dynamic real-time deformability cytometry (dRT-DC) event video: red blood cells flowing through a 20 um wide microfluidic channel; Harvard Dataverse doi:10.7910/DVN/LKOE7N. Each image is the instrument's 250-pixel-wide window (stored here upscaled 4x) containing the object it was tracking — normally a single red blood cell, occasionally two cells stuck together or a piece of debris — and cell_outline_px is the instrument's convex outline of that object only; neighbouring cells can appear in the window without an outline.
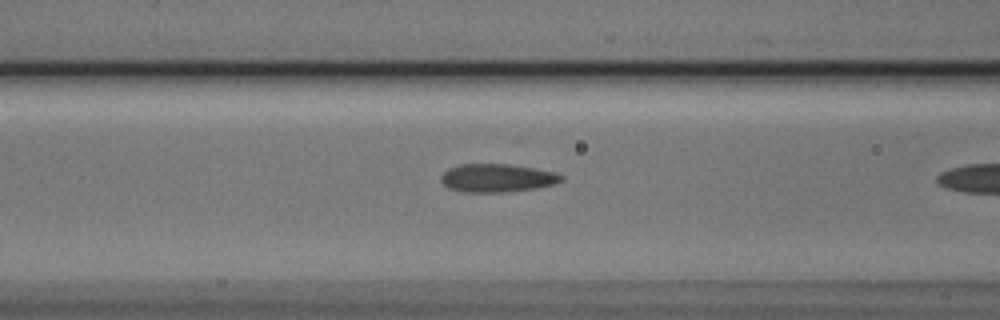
{"species": "Egyptian fruit bat (a non-hibernating species)", "species_latin": "Rousettus aegyptiacus", "temperature_condition": "cold", "stored_images_in_passage": 6, "segment_of_instrument_passage": [2, 2], "camera_frame_rate_fps": 3000, "um_per_image_px": 0.085, "animal": {"sex": "male"}, "frame": {"image": 1, "passage_image": 6, "time_ms": 1.667, "image_size_px": [1000, 320], "cell_outline_px": [[564, 180], [552, 184], [536, 188], [508, 192], [460, 192], [448, 188], [440, 180], [440, 176], [448, 168], [460, 164], [512, 164], [556, 172], [564, 176]], "centroid_in_image_um": [42.24, 15.13], "position_along_channel_um": 124.4, "area_um2": 20.0}}